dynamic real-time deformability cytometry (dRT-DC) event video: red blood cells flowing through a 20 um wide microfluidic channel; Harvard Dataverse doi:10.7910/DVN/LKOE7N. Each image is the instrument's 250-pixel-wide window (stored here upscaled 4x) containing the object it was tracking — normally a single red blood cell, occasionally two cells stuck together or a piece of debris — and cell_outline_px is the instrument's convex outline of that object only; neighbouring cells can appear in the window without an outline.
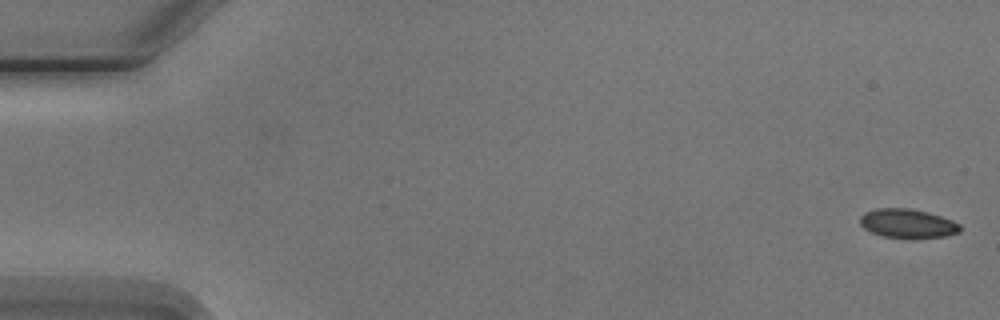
{"species": "Egyptian fruit bat (a non-hibernating species)", "species_latin": "Rousettus aegyptiacus", "temperature_condition": "cold", "stored_images_in_passage": 8, "camera_frame_rate_fps": 3000, "um_per_image_px": 0.085, "animal": {"sex": "male"}, "frame": {"image": 1, "passage_image": 1, "time_ms": 0.0, "image_size_px": [1000, 320], "cell_outline_px": [[960, 232], [944, 236], [912, 240], [908, 240], [884, 236], [872, 232], [864, 228], [860, 224], [860, 216], [864, 212], [876, 208], [908, 208], [928, 212], [952, 220], [960, 224]], "centroid_in_image_um": [77.14, 19.02], "position_along_channel_um": 7.9, "area_um2": 17.28}}
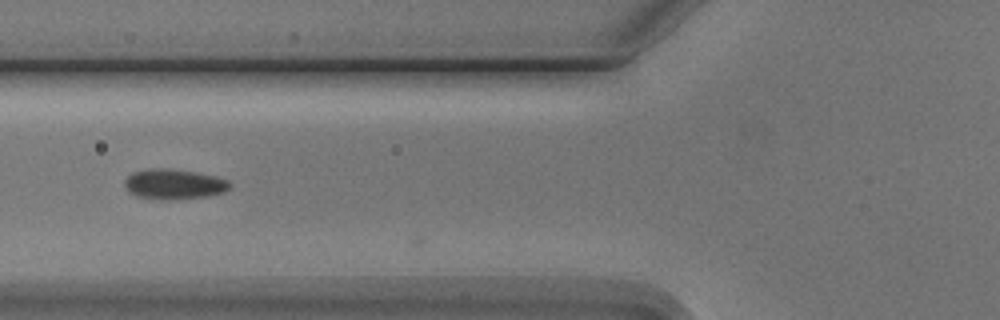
{"frame": {"image": 2, "passage_image": 6, "time_ms": 6.667, "image_size_px": [1000, 320], "cell_outline_px": [[232, 184], [224, 192], [208, 196], [168, 200], [160, 200], [136, 196], [128, 192], [124, 184], [124, 180], [132, 172], [148, 168], [168, 168], [196, 172], [216, 176], [228, 180]], "centroid_in_image_um": [14.76, 15.65], "position_along_channel_um": 111.0, "area_um2": 18.73}}
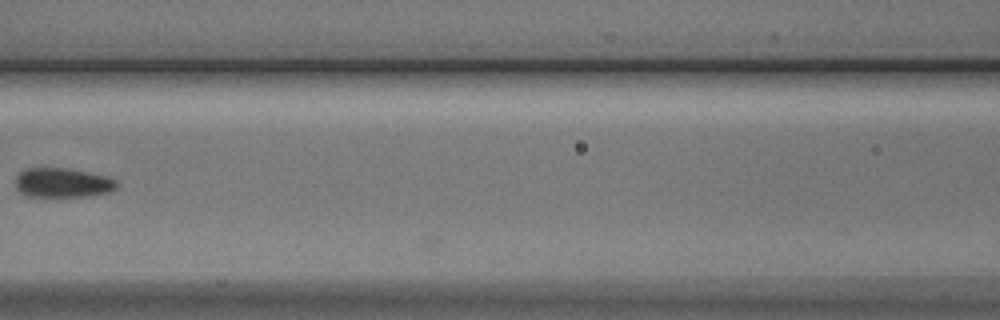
{"frame": {"image": 3, "passage_image": 7, "time_ms": 8.0, "image_size_px": [1000, 320], "cell_outline_px": [[120, 184], [116, 188], [108, 192], [88, 196], [28, 196], [20, 192], [16, 188], [16, 176], [24, 168], [64, 168], [88, 172], [108, 176], [116, 180]], "centroid_in_image_um": [5.33, 15.52], "position_along_channel_um": 161.3, "area_um2": 17.4}}